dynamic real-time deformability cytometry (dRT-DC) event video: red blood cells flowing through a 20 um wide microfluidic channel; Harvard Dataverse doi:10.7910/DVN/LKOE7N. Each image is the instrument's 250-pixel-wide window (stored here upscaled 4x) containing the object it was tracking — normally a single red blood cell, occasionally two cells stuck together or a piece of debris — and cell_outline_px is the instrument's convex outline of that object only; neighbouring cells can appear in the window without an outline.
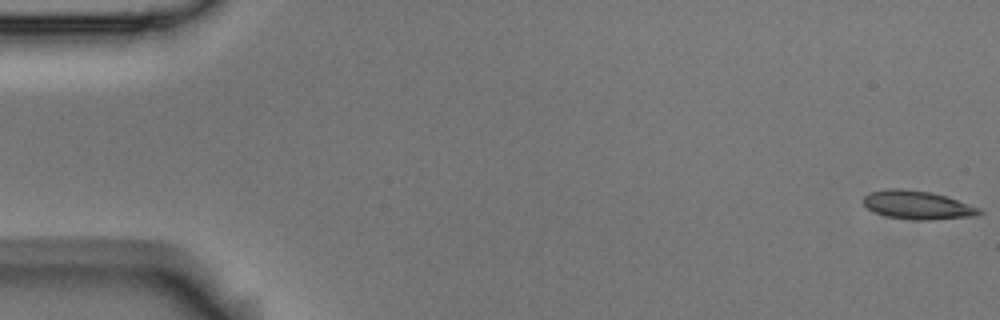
{"species": "Egyptian fruit bat (a non-hibernating species)", "species_latin": "Rousettus aegyptiacus", "temperature_condition": "room temperature", "stored_images_in_passage": 57, "camera_frame_rate_fps": 3000, "um_per_image_px": 0.085, "animal": {"sex": "male"}, "frame": {"image": 1, "passage_image": 1, "time_ms": 0.0, "image_size_px": [1000, 320], "cell_outline_px": [[984, 212], [976, 216], [928, 220], [912, 220], [884, 216], [868, 208], [860, 200], [868, 192], [884, 188], [904, 188], [932, 192], [948, 196], [980, 208]], "centroid_in_image_um": [77.97, 17.41], "position_along_channel_um": 7.0, "area_um2": 19.71}}
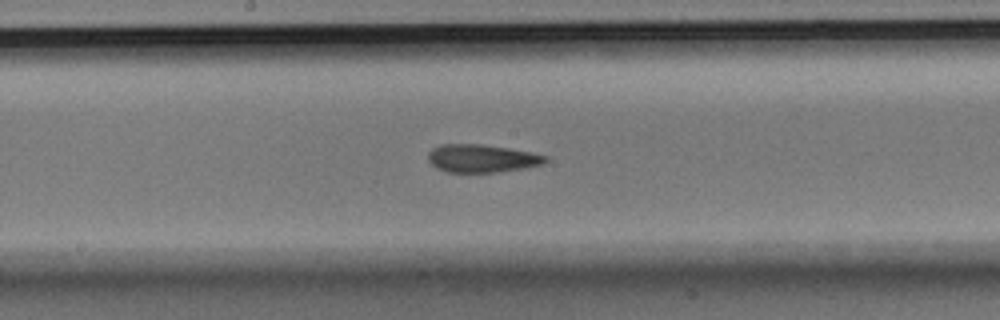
{"frame": {"image": 2, "passage_image": 30, "time_ms": 9.667, "image_size_px": [1000, 320], "cell_outline_px": [[548, 160], [544, 164], [524, 168], [496, 172], [448, 172], [436, 168], [428, 160], [428, 152], [432, 148], [440, 144], [480, 144], [508, 148], [532, 152], [548, 156]], "centroid_in_image_um": [40.96, 13.46], "position_along_channel_um": 207.2, "area_um2": 19.19}}
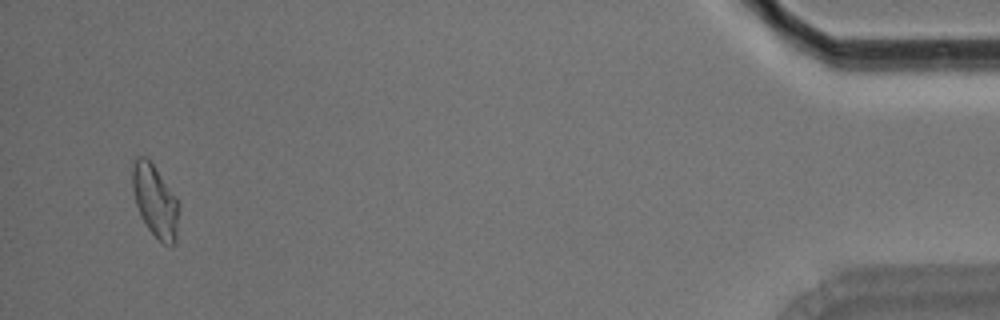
{"frame": {"image": 3, "passage_image": 55, "time_ms": 18.0, "image_size_px": [1000, 320], "cell_outline_px": [[176, 244], [164, 244], [148, 228], [136, 204], [132, 188], [132, 160], [136, 156], [144, 156], [152, 164], [176, 196]], "centroid_in_image_um": [13.13, 17.02], "position_along_channel_um": 422.1, "area_um2": 18.79}, "authors_computed_cell_mechanics": {"area_um2": 19.0162, "velocity_mm_per_s": 3.5339, "shape_relaxation_time_tau1_ms": null, "shape_relaxation_time_tau2_ms": 4.2046, "deformation_change_tau1": null, "deformation_change_tau2": 0.1001}}